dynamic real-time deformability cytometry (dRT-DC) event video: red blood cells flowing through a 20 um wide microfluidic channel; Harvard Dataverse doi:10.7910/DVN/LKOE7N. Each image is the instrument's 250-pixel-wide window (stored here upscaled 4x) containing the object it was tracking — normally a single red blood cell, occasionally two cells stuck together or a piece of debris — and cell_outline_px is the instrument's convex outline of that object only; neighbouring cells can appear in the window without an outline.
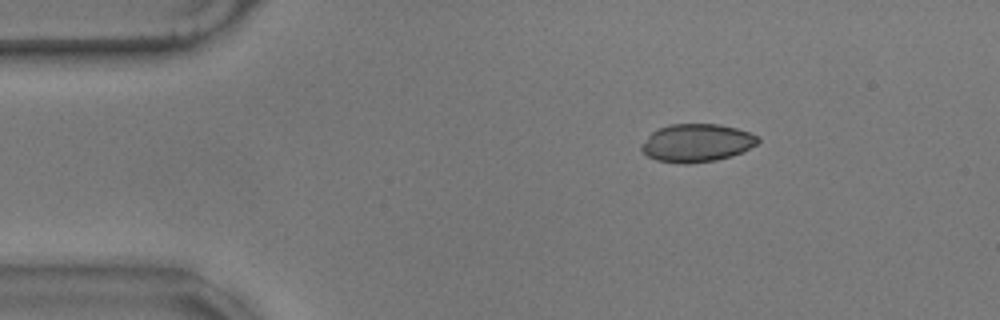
{"species": "common noctule bat (a hibernating species)", "species_latin": "Nyctalus noctula", "temperature_condition": "warm", "stored_images_in_passage": 49, "camera_frame_rate_fps": 3000, "um_per_image_px": 0.085, "animal": {"sex": "male", "body_mass_g": 17.9}, "frame": {"image": 1, "passage_image": 1, "time_ms": 0.0, "image_size_px": [1000, 320], "cell_outline_px": [[760, 140], [756, 144], [744, 152], [732, 156], [716, 160], [688, 164], [684, 164], [656, 160], [648, 156], [640, 148], [640, 144], [656, 128], [668, 124], [716, 124], [736, 128], [760, 136]], "centroid_in_image_um": [59.22, 12.15], "position_along_channel_um": 25.8, "area_um2": 26.01}}
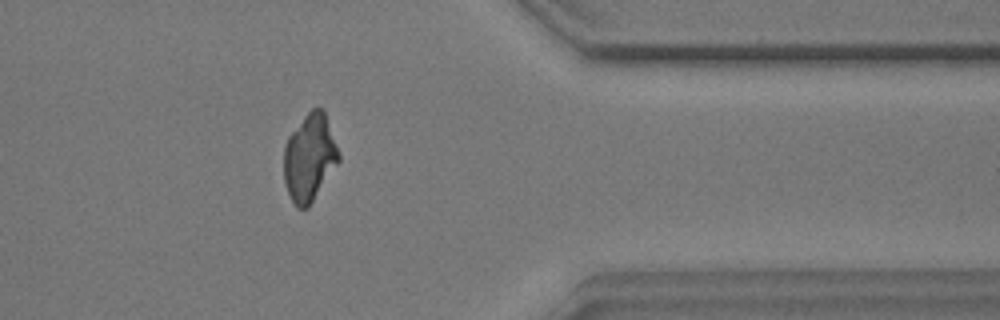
{"frame": {"image": 2, "passage_image": 38, "time_ms": 12.333, "image_size_px": [1000, 320], "cell_outline_px": [[340, 160], [308, 208], [296, 208], [284, 184], [284, 148], [288, 136], [304, 116], [312, 108], [320, 108], [324, 112], [340, 152]], "centroid_in_image_um": [26.3, 13.41], "position_along_channel_um": 385.1, "area_um2": 27.74}}
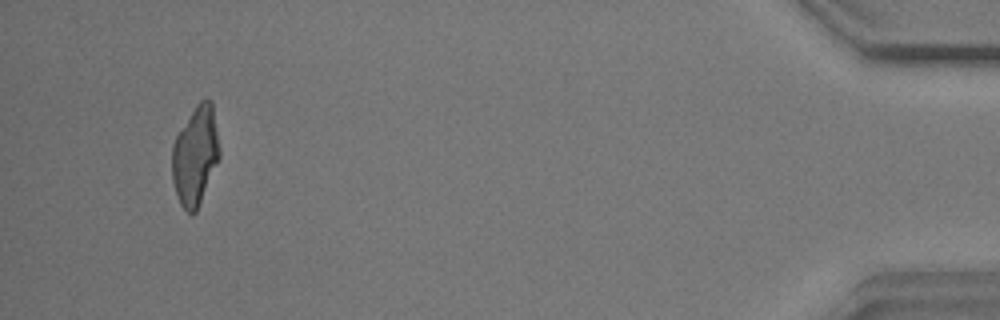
{"frame": {"image": 3, "passage_image": 46, "time_ms": 15.0, "image_size_px": [1000, 320], "cell_outline_px": [[220, 156], [196, 212], [192, 216], [180, 204], [172, 180], [172, 144], [176, 136], [196, 104], [200, 100], [208, 96], [212, 100], [220, 148]], "centroid_in_image_um": [16.61, 13.19], "position_along_channel_um": 418.6, "area_um2": 27.4}, "authors_computed_cell_mechanics": {"area_um2": 27.6284, "velocity_mm_per_s": 3.5137, "shape_relaxation_time_tau1_ms": 6.8386, "shape_relaxation_time_tau2_ms": 2.079, "deformation_change_tau1": 0.1302, "deformation_change_tau2": 0.0481}}